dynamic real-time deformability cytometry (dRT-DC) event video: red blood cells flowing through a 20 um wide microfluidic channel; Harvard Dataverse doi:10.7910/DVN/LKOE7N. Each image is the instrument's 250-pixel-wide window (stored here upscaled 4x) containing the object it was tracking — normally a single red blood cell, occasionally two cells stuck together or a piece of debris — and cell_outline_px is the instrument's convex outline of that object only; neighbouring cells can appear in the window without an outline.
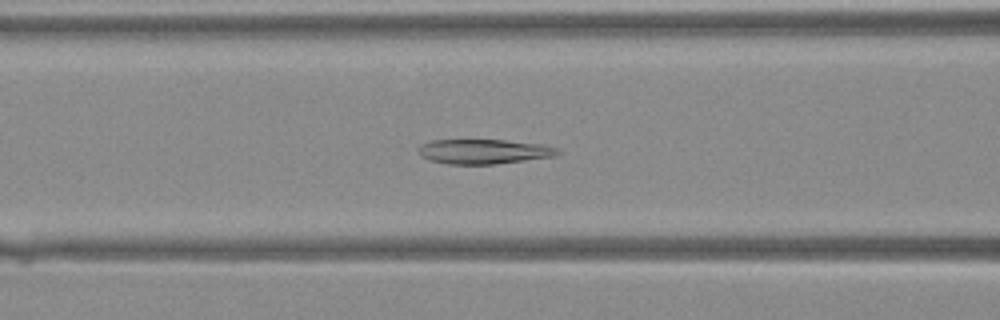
{"species": "Egyptian fruit bat (a non-hibernating species)", "species_latin": "Rousettus aegyptiacus", "temperature_condition": "warm", "stored_images_in_passage": 42, "camera_frame_rate_fps": 3000, "um_per_image_px": 0.085, "animal": {"sex": "female"}, "frame": {"image": 1, "passage_image": 18, "time_ms": 5.667, "image_size_px": [1000, 320], "cell_outline_px": [[560, 152], [556, 156], [496, 164], [448, 164], [432, 160], [424, 156], [420, 152], [420, 144], [432, 140], [504, 140], [544, 144], [560, 148]], "centroid_in_image_um": [41.22, 12.87], "position_along_channel_um": 125.4, "area_um2": 19.94}}
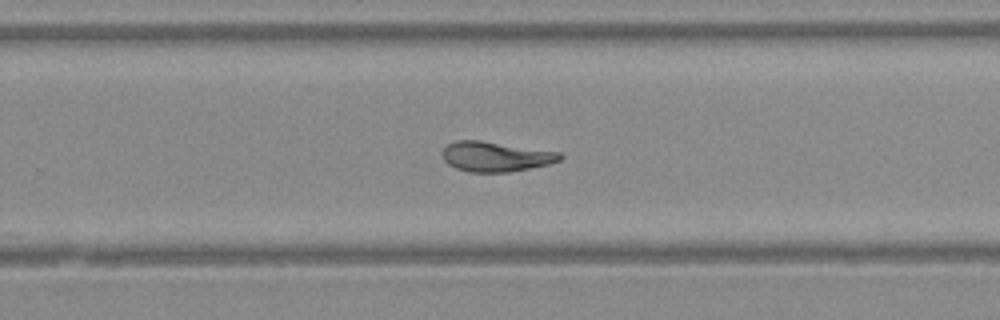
{"frame": {"image": 2, "passage_image": 28, "time_ms": 9.0, "image_size_px": [1000, 320], "cell_outline_px": [[564, 156], [560, 160], [548, 164], [508, 172], [468, 172], [456, 168], [448, 164], [444, 160], [440, 152], [448, 144], [456, 140], [480, 140], [560, 152]], "centroid_in_image_um": [42.1, 13.3], "position_along_channel_um": 287.7, "area_um2": 20.52}}
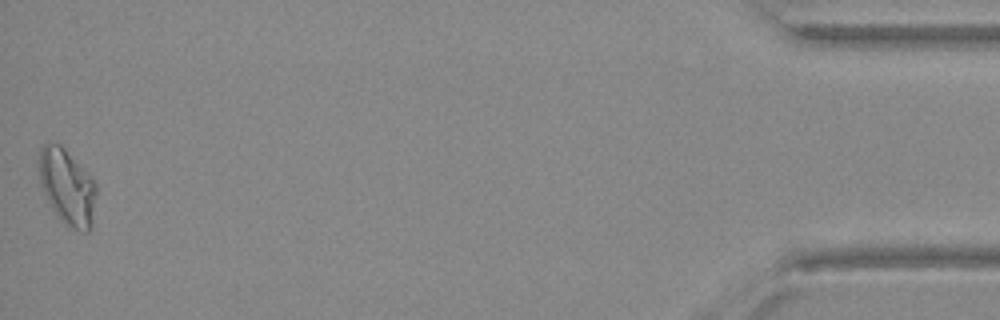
{"frame": {"image": 3, "passage_image": 42, "time_ms": 13.667, "image_size_px": [1000, 320], "cell_outline_px": [[96, 196], [92, 228], [88, 232], [80, 232], [64, 224], [52, 208], [40, 184], [40, 148], [44, 144], [60, 144], [92, 176], [96, 184]], "centroid_in_image_um": [5.76, 15.93], "position_along_channel_um": 429.4, "area_um2": 25.2}}